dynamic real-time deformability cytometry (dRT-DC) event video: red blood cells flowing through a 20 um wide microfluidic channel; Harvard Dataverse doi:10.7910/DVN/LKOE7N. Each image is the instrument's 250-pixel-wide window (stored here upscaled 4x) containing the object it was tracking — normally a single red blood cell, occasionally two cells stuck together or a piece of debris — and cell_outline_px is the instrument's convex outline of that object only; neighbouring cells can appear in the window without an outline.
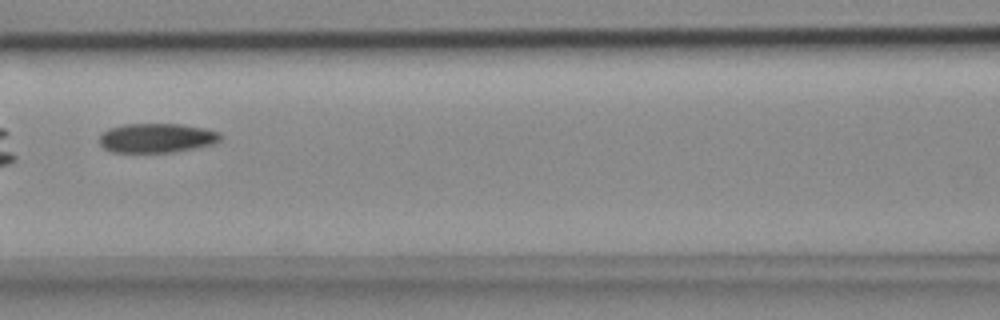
{"species": "common noctule bat (a hibernating species)", "species_latin": "Nyctalus noctula", "temperature_condition": "cold", "stored_images_in_passage": 12, "camera_frame_rate_fps": 3000, "um_per_image_px": 0.085, "animal": {"sex": "female", "body_mass_g": 18.4}, "frame": {"image": 1, "passage_image": 6, "time_ms": 1.667, "image_size_px": [1000, 320], "cell_outline_px": [[224, 136], [220, 140], [212, 144], [172, 152], [112, 152], [104, 148], [100, 144], [100, 136], [108, 128], [124, 124], [180, 124], [204, 128], [220, 132]], "centroid_in_image_um": [13.33, 11.72], "position_along_channel_um": 153.3, "area_um2": 20.63}}
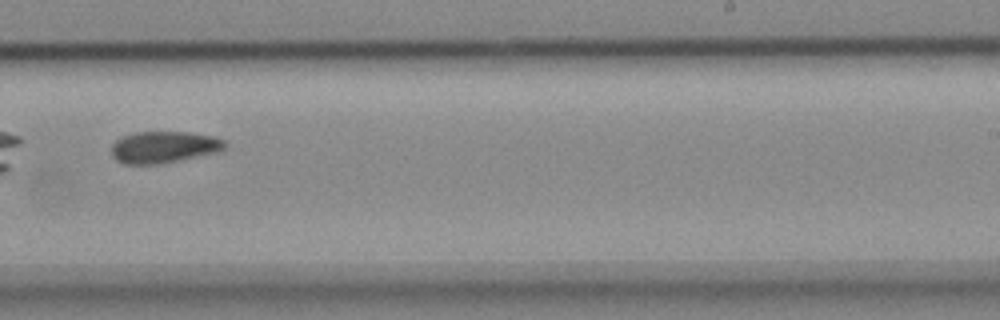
{"frame": {"image": 2, "passage_image": 9, "time_ms": 2.667, "image_size_px": [1000, 320], "cell_outline_px": [[228, 144], [224, 148], [216, 152], [180, 160], [160, 164], [124, 164], [116, 160], [112, 156], [112, 144], [120, 136], [136, 132], [188, 132], [216, 136], [224, 140]], "centroid_in_image_um": [13.92, 12.5], "position_along_channel_um": 275.1, "area_um2": 21.1}}
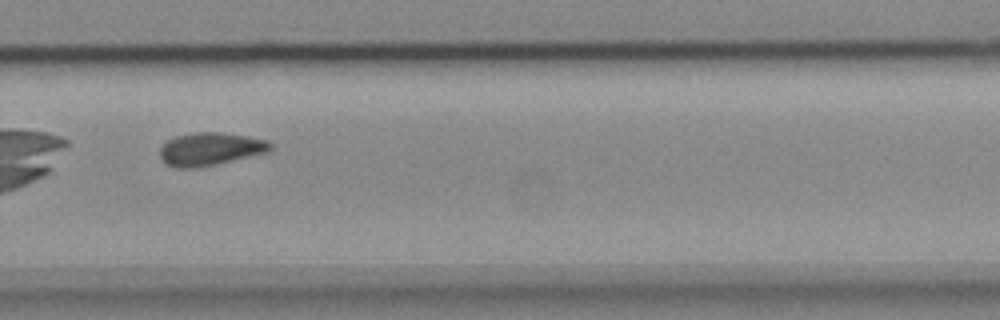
{"frame": {"image": 3, "passage_image": 10, "time_ms": 3.0, "image_size_px": [1000, 320], "cell_outline_px": [[272, 148], [268, 152], [216, 164], [196, 168], [176, 168], [168, 164], [160, 156], [160, 148], [168, 140], [176, 136], [196, 132], [220, 132], [268, 140], [272, 144]], "centroid_in_image_um": [17.88, 12.66], "position_along_channel_um": 311.9, "area_um2": 20.98}}